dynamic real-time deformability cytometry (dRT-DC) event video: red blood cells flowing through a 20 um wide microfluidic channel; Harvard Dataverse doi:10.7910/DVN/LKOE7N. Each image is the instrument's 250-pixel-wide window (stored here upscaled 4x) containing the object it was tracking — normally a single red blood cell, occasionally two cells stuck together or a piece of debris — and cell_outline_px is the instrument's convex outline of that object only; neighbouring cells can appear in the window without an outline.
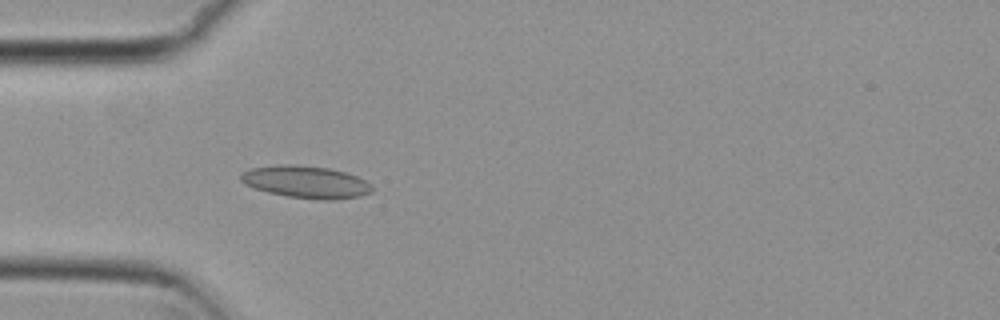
{"species": "common noctule bat (a hibernating species)", "species_latin": "Nyctalus noctula", "temperature_condition": "cold", "stored_images_in_passage": 4, "camera_frame_rate_fps": 3000, "um_per_image_px": 0.085, "animal": {"sex": "female", "body_mass_g": 29.2, "forearm_length_mm": 56.3}, "frame": {"image": 1, "passage_image": 4, "time_ms": 1.0, "image_size_px": [1000, 320], "cell_outline_px": [[372, 192], [360, 196], [332, 200], [324, 200], [288, 196], [268, 192], [244, 184], [240, 180], [240, 172], [252, 168], [280, 164], [296, 164], [328, 168], [344, 172], [356, 176], [372, 184]], "centroid_in_image_um": [25.99, 15.46], "position_along_channel_um": 59.0, "area_um2": 24.62}}